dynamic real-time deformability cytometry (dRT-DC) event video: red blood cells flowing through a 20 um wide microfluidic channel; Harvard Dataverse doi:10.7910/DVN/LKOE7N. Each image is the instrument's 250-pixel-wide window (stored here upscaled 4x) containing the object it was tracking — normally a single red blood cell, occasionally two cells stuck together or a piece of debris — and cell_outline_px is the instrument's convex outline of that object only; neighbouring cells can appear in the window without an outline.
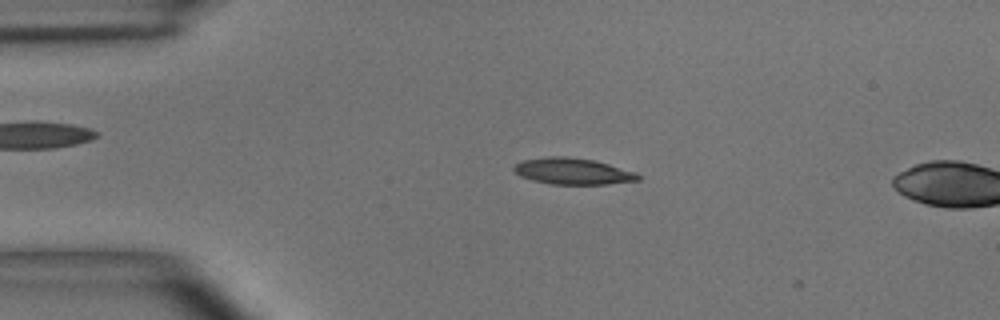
{"species": "common noctule bat (a hibernating species)", "species_latin": "Nyctalus noctula", "temperature_condition": "room temperature", "stored_images_in_passage": 3, "camera_frame_rate_fps": 3000, "um_per_image_px": 0.085, "animal": {"sex": "male", "body_mass_g": 15.6}, "frame": {"image": 1, "passage_image": 2, "time_ms": 1.0, "image_size_px": [1000, 320], "cell_outline_px": [[640, 180], [608, 184], [552, 184], [532, 180], [520, 176], [512, 168], [520, 160], [548, 156], [568, 156], [596, 160], [636, 172], [640, 176]], "centroid_in_image_um": [48.68, 14.54], "position_along_channel_um": 36.3, "area_um2": 19.25}}